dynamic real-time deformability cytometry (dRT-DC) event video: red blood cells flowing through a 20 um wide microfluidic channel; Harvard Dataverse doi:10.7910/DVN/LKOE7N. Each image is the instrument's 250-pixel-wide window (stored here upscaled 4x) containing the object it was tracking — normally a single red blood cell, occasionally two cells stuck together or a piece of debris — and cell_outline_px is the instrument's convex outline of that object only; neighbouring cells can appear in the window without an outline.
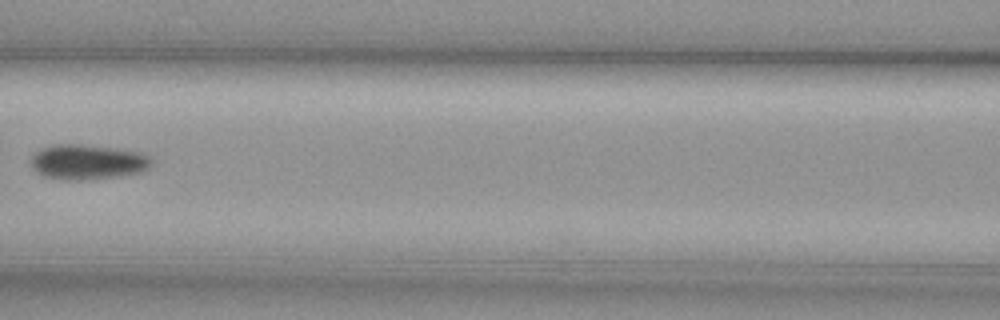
{"species": "common noctule bat (a hibernating species)", "species_latin": "Nyctalus noctula", "temperature_condition": "cold", "stored_images_in_passage": 3, "camera_frame_rate_fps": 3000, "um_per_image_px": 0.085, "animal": {"sex": "female", "body_mass_g": 29.2, "forearm_length_mm": 56.3}, "frame": {"image": 1, "passage_image": 3, "time_ms": 0.667, "image_size_px": [1000, 320], "cell_outline_px": [[152, 164], [148, 168], [140, 172], [120, 176], [88, 180], [64, 180], [44, 176], [32, 168], [32, 156], [36, 152], [44, 148], [56, 144], [80, 144], [112, 148], [140, 152], [148, 156], [152, 160]], "centroid_in_image_um": [7.46, 13.78], "position_along_channel_um": 159.1, "area_um2": 24.45}}